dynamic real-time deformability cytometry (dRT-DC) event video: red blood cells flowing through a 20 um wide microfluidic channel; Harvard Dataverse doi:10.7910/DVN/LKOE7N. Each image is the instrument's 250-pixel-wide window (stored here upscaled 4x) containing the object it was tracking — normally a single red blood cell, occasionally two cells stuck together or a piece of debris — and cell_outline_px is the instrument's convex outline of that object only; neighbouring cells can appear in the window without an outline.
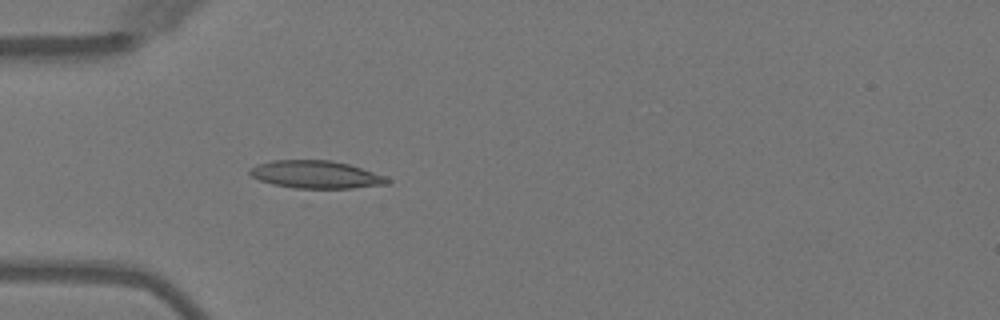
{"species": "Egyptian fruit bat (a non-hibernating species)", "species_latin": "Rousettus aegyptiacus", "temperature_condition": "warm", "stored_images_in_passage": 5, "camera_frame_rate_fps": 3000, "um_per_image_px": 0.085, "animal": {"sex": "female"}, "frame": {"image": 1, "passage_image": 5, "time_ms": 4.667, "image_size_px": [1000, 320], "cell_outline_px": [[392, 180], [388, 184], [304, 204], [252, 176], [248, 172], [256, 164], [272, 160], [328, 160], [348, 164], [388, 176]], "centroid_in_image_um": [26.88, 15.17], "position_along_channel_um": 58.1, "area_um2": 28.55}}